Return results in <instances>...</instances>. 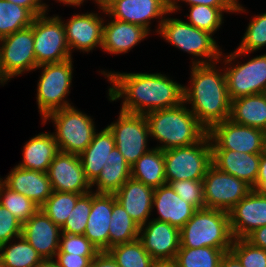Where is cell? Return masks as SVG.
Listing matches in <instances>:
<instances>
[{
  "label": "cell",
  "mask_w": 266,
  "mask_h": 267,
  "mask_svg": "<svg viewBox=\"0 0 266 267\" xmlns=\"http://www.w3.org/2000/svg\"><path fill=\"white\" fill-rule=\"evenodd\" d=\"M203 182L204 207L229 212L253 189L246 181L216 168H208Z\"/></svg>",
  "instance_id": "obj_13"
},
{
  "label": "cell",
  "mask_w": 266,
  "mask_h": 267,
  "mask_svg": "<svg viewBox=\"0 0 266 267\" xmlns=\"http://www.w3.org/2000/svg\"><path fill=\"white\" fill-rule=\"evenodd\" d=\"M245 239L253 246L266 250V225L255 229Z\"/></svg>",
  "instance_id": "obj_50"
},
{
  "label": "cell",
  "mask_w": 266,
  "mask_h": 267,
  "mask_svg": "<svg viewBox=\"0 0 266 267\" xmlns=\"http://www.w3.org/2000/svg\"><path fill=\"white\" fill-rule=\"evenodd\" d=\"M115 201L114 194L96 193L92 191V207L84 236L100 252L109 249V225Z\"/></svg>",
  "instance_id": "obj_21"
},
{
  "label": "cell",
  "mask_w": 266,
  "mask_h": 267,
  "mask_svg": "<svg viewBox=\"0 0 266 267\" xmlns=\"http://www.w3.org/2000/svg\"><path fill=\"white\" fill-rule=\"evenodd\" d=\"M42 260L22 235L0 245V267H34Z\"/></svg>",
  "instance_id": "obj_32"
},
{
  "label": "cell",
  "mask_w": 266,
  "mask_h": 267,
  "mask_svg": "<svg viewBox=\"0 0 266 267\" xmlns=\"http://www.w3.org/2000/svg\"><path fill=\"white\" fill-rule=\"evenodd\" d=\"M240 43L236 49L245 56L266 46V12L257 14L250 20Z\"/></svg>",
  "instance_id": "obj_40"
},
{
  "label": "cell",
  "mask_w": 266,
  "mask_h": 267,
  "mask_svg": "<svg viewBox=\"0 0 266 267\" xmlns=\"http://www.w3.org/2000/svg\"><path fill=\"white\" fill-rule=\"evenodd\" d=\"M212 149L261 154L266 150V132L237 124L230 119L215 124L209 131Z\"/></svg>",
  "instance_id": "obj_15"
},
{
  "label": "cell",
  "mask_w": 266,
  "mask_h": 267,
  "mask_svg": "<svg viewBox=\"0 0 266 267\" xmlns=\"http://www.w3.org/2000/svg\"><path fill=\"white\" fill-rule=\"evenodd\" d=\"M229 251L211 247H180L175 260L179 267H218L222 256Z\"/></svg>",
  "instance_id": "obj_37"
},
{
  "label": "cell",
  "mask_w": 266,
  "mask_h": 267,
  "mask_svg": "<svg viewBox=\"0 0 266 267\" xmlns=\"http://www.w3.org/2000/svg\"><path fill=\"white\" fill-rule=\"evenodd\" d=\"M229 119L266 132V93L231 100Z\"/></svg>",
  "instance_id": "obj_30"
},
{
  "label": "cell",
  "mask_w": 266,
  "mask_h": 267,
  "mask_svg": "<svg viewBox=\"0 0 266 267\" xmlns=\"http://www.w3.org/2000/svg\"><path fill=\"white\" fill-rule=\"evenodd\" d=\"M252 189L257 193L266 194V150L261 153L258 177Z\"/></svg>",
  "instance_id": "obj_48"
},
{
  "label": "cell",
  "mask_w": 266,
  "mask_h": 267,
  "mask_svg": "<svg viewBox=\"0 0 266 267\" xmlns=\"http://www.w3.org/2000/svg\"><path fill=\"white\" fill-rule=\"evenodd\" d=\"M149 135L158 141L161 150L185 147L199 142L208 131L183 102L179 106L145 114Z\"/></svg>",
  "instance_id": "obj_3"
},
{
  "label": "cell",
  "mask_w": 266,
  "mask_h": 267,
  "mask_svg": "<svg viewBox=\"0 0 266 267\" xmlns=\"http://www.w3.org/2000/svg\"><path fill=\"white\" fill-rule=\"evenodd\" d=\"M109 228V248L139 238L140 226L117 201L113 204Z\"/></svg>",
  "instance_id": "obj_34"
},
{
  "label": "cell",
  "mask_w": 266,
  "mask_h": 267,
  "mask_svg": "<svg viewBox=\"0 0 266 267\" xmlns=\"http://www.w3.org/2000/svg\"><path fill=\"white\" fill-rule=\"evenodd\" d=\"M35 16L24 7L0 0V39L30 27Z\"/></svg>",
  "instance_id": "obj_36"
},
{
  "label": "cell",
  "mask_w": 266,
  "mask_h": 267,
  "mask_svg": "<svg viewBox=\"0 0 266 267\" xmlns=\"http://www.w3.org/2000/svg\"><path fill=\"white\" fill-rule=\"evenodd\" d=\"M217 63L191 65L190 84L184 86V103L207 131L230 116L226 75Z\"/></svg>",
  "instance_id": "obj_2"
},
{
  "label": "cell",
  "mask_w": 266,
  "mask_h": 267,
  "mask_svg": "<svg viewBox=\"0 0 266 267\" xmlns=\"http://www.w3.org/2000/svg\"><path fill=\"white\" fill-rule=\"evenodd\" d=\"M166 183L179 180H203L212 164L208 133L197 143L164 150Z\"/></svg>",
  "instance_id": "obj_9"
},
{
  "label": "cell",
  "mask_w": 266,
  "mask_h": 267,
  "mask_svg": "<svg viewBox=\"0 0 266 267\" xmlns=\"http://www.w3.org/2000/svg\"><path fill=\"white\" fill-rule=\"evenodd\" d=\"M40 1L44 4L45 10L48 13L49 12V10H48L49 5H47L43 0H40Z\"/></svg>",
  "instance_id": "obj_57"
},
{
  "label": "cell",
  "mask_w": 266,
  "mask_h": 267,
  "mask_svg": "<svg viewBox=\"0 0 266 267\" xmlns=\"http://www.w3.org/2000/svg\"><path fill=\"white\" fill-rule=\"evenodd\" d=\"M131 178L154 189L166 184L164 151L153 147L143 154L131 166Z\"/></svg>",
  "instance_id": "obj_31"
},
{
  "label": "cell",
  "mask_w": 266,
  "mask_h": 267,
  "mask_svg": "<svg viewBox=\"0 0 266 267\" xmlns=\"http://www.w3.org/2000/svg\"><path fill=\"white\" fill-rule=\"evenodd\" d=\"M110 83V102L122 99L121 111L145 115L179 106L184 102V84L161 73H121L101 70Z\"/></svg>",
  "instance_id": "obj_1"
},
{
  "label": "cell",
  "mask_w": 266,
  "mask_h": 267,
  "mask_svg": "<svg viewBox=\"0 0 266 267\" xmlns=\"http://www.w3.org/2000/svg\"><path fill=\"white\" fill-rule=\"evenodd\" d=\"M261 154L241 153L228 149H212V164L219 170L253 186L259 172Z\"/></svg>",
  "instance_id": "obj_26"
},
{
  "label": "cell",
  "mask_w": 266,
  "mask_h": 267,
  "mask_svg": "<svg viewBox=\"0 0 266 267\" xmlns=\"http://www.w3.org/2000/svg\"><path fill=\"white\" fill-rule=\"evenodd\" d=\"M22 235V223L0 205V245Z\"/></svg>",
  "instance_id": "obj_45"
},
{
  "label": "cell",
  "mask_w": 266,
  "mask_h": 267,
  "mask_svg": "<svg viewBox=\"0 0 266 267\" xmlns=\"http://www.w3.org/2000/svg\"><path fill=\"white\" fill-rule=\"evenodd\" d=\"M0 65L8 80L25 72L36 71L38 65L31 26L0 39Z\"/></svg>",
  "instance_id": "obj_14"
},
{
  "label": "cell",
  "mask_w": 266,
  "mask_h": 267,
  "mask_svg": "<svg viewBox=\"0 0 266 267\" xmlns=\"http://www.w3.org/2000/svg\"><path fill=\"white\" fill-rule=\"evenodd\" d=\"M57 253H72L80 256H97L100 251L84 235L61 232Z\"/></svg>",
  "instance_id": "obj_43"
},
{
  "label": "cell",
  "mask_w": 266,
  "mask_h": 267,
  "mask_svg": "<svg viewBox=\"0 0 266 267\" xmlns=\"http://www.w3.org/2000/svg\"><path fill=\"white\" fill-rule=\"evenodd\" d=\"M181 1L186 3L188 6L203 4L217 8H236V4L232 0H168L169 13H176L178 10L180 11Z\"/></svg>",
  "instance_id": "obj_46"
},
{
  "label": "cell",
  "mask_w": 266,
  "mask_h": 267,
  "mask_svg": "<svg viewBox=\"0 0 266 267\" xmlns=\"http://www.w3.org/2000/svg\"><path fill=\"white\" fill-rule=\"evenodd\" d=\"M89 267H119V266L107 251H102L95 258L91 260Z\"/></svg>",
  "instance_id": "obj_51"
},
{
  "label": "cell",
  "mask_w": 266,
  "mask_h": 267,
  "mask_svg": "<svg viewBox=\"0 0 266 267\" xmlns=\"http://www.w3.org/2000/svg\"><path fill=\"white\" fill-rule=\"evenodd\" d=\"M168 184L181 199L193 205L196 209L204 208V192L202 180L170 181Z\"/></svg>",
  "instance_id": "obj_44"
},
{
  "label": "cell",
  "mask_w": 266,
  "mask_h": 267,
  "mask_svg": "<svg viewBox=\"0 0 266 267\" xmlns=\"http://www.w3.org/2000/svg\"><path fill=\"white\" fill-rule=\"evenodd\" d=\"M34 267H59L54 259H43L38 265Z\"/></svg>",
  "instance_id": "obj_55"
},
{
  "label": "cell",
  "mask_w": 266,
  "mask_h": 267,
  "mask_svg": "<svg viewBox=\"0 0 266 267\" xmlns=\"http://www.w3.org/2000/svg\"><path fill=\"white\" fill-rule=\"evenodd\" d=\"M152 267H179L175 259L154 260Z\"/></svg>",
  "instance_id": "obj_53"
},
{
  "label": "cell",
  "mask_w": 266,
  "mask_h": 267,
  "mask_svg": "<svg viewBox=\"0 0 266 267\" xmlns=\"http://www.w3.org/2000/svg\"><path fill=\"white\" fill-rule=\"evenodd\" d=\"M0 205L7 208L22 224L40 209L31 199L12 191L3 182L0 183Z\"/></svg>",
  "instance_id": "obj_39"
},
{
  "label": "cell",
  "mask_w": 266,
  "mask_h": 267,
  "mask_svg": "<svg viewBox=\"0 0 266 267\" xmlns=\"http://www.w3.org/2000/svg\"><path fill=\"white\" fill-rule=\"evenodd\" d=\"M7 82H9V81H8V79L5 77V75H4V73H3L2 69H1V65H0V84H1L2 86H4L5 84H7Z\"/></svg>",
  "instance_id": "obj_56"
},
{
  "label": "cell",
  "mask_w": 266,
  "mask_h": 267,
  "mask_svg": "<svg viewBox=\"0 0 266 267\" xmlns=\"http://www.w3.org/2000/svg\"><path fill=\"white\" fill-rule=\"evenodd\" d=\"M47 15L46 12L36 16L31 24L37 65L60 63L73 58L66 42L63 21L55 14Z\"/></svg>",
  "instance_id": "obj_10"
},
{
  "label": "cell",
  "mask_w": 266,
  "mask_h": 267,
  "mask_svg": "<svg viewBox=\"0 0 266 267\" xmlns=\"http://www.w3.org/2000/svg\"><path fill=\"white\" fill-rule=\"evenodd\" d=\"M98 8L105 17L139 25L149 33H152L151 20L158 19L155 30L158 33L166 15L170 14L168 0H104Z\"/></svg>",
  "instance_id": "obj_11"
},
{
  "label": "cell",
  "mask_w": 266,
  "mask_h": 267,
  "mask_svg": "<svg viewBox=\"0 0 266 267\" xmlns=\"http://www.w3.org/2000/svg\"><path fill=\"white\" fill-rule=\"evenodd\" d=\"M84 1H86V0H56V2H60V4H61V2H62V4H64V5H68V6H77V7H80L81 5H83L84 3ZM95 3V5L97 4L98 5V0H93Z\"/></svg>",
  "instance_id": "obj_54"
},
{
  "label": "cell",
  "mask_w": 266,
  "mask_h": 267,
  "mask_svg": "<svg viewBox=\"0 0 266 267\" xmlns=\"http://www.w3.org/2000/svg\"><path fill=\"white\" fill-rule=\"evenodd\" d=\"M119 267H152L154 259L145 250L138 238L134 241L115 245L107 250Z\"/></svg>",
  "instance_id": "obj_35"
},
{
  "label": "cell",
  "mask_w": 266,
  "mask_h": 267,
  "mask_svg": "<svg viewBox=\"0 0 266 267\" xmlns=\"http://www.w3.org/2000/svg\"><path fill=\"white\" fill-rule=\"evenodd\" d=\"M64 24L66 42L69 50L72 52L76 49L83 53L90 52L96 47H102V35L104 19L98 13L89 12L74 14L66 22L57 15Z\"/></svg>",
  "instance_id": "obj_16"
},
{
  "label": "cell",
  "mask_w": 266,
  "mask_h": 267,
  "mask_svg": "<svg viewBox=\"0 0 266 267\" xmlns=\"http://www.w3.org/2000/svg\"><path fill=\"white\" fill-rule=\"evenodd\" d=\"M2 182L12 191L25 195L41 207L53 193L47 173L14 166Z\"/></svg>",
  "instance_id": "obj_22"
},
{
  "label": "cell",
  "mask_w": 266,
  "mask_h": 267,
  "mask_svg": "<svg viewBox=\"0 0 266 267\" xmlns=\"http://www.w3.org/2000/svg\"><path fill=\"white\" fill-rule=\"evenodd\" d=\"M107 127L113 133L115 146L130 166L151 149L147 143L150 135L145 115L120 110L118 119Z\"/></svg>",
  "instance_id": "obj_12"
},
{
  "label": "cell",
  "mask_w": 266,
  "mask_h": 267,
  "mask_svg": "<svg viewBox=\"0 0 266 267\" xmlns=\"http://www.w3.org/2000/svg\"><path fill=\"white\" fill-rule=\"evenodd\" d=\"M236 5H239L240 4V2H239V0H232Z\"/></svg>",
  "instance_id": "obj_58"
},
{
  "label": "cell",
  "mask_w": 266,
  "mask_h": 267,
  "mask_svg": "<svg viewBox=\"0 0 266 267\" xmlns=\"http://www.w3.org/2000/svg\"><path fill=\"white\" fill-rule=\"evenodd\" d=\"M104 0H98V4H102Z\"/></svg>",
  "instance_id": "obj_59"
},
{
  "label": "cell",
  "mask_w": 266,
  "mask_h": 267,
  "mask_svg": "<svg viewBox=\"0 0 266 267\" xmlns=\"http://www.w3.org/2000/svg\"><path fill=\"white\" fill-rule=\"evenodd\" d=\"M13 4L27 8L35 17L45 14L44 4L40 0H7Z\"/></svg>",
  "instance_id": "obj_49"
},
{
  "label": "cell",
  "mask_w": 266,
  "mask_h": 267,
  "mask_svg": "<svg viewBox=\"0 0 266 267\" xmlns=\"http://www.w3.org/2000/svg\"><path fill=\"white\" fill-rule=\"evenodd\" d=\"M96 256H80L70 253H57L54 260L59 267H89Z\"/></svg>",
  "instance_id": "obj_47"
},
{
  "label": "cell",
  "mask_w": 266,
  "mask_h": 267,
  "mask_svg": "<svg viewBox=\"0 0 266 267\" xmlns=\"http://www.w3.org/2000/svg\"><path fill=\"white\" fill-rule=\"evenodd\" d=\"M42 121L43 125L47 121L54 125L53 135L60 152L78 156L88 147L97 131L92 117L73 105L53 111Z\"/></svg>",
  "instance_id": "obj_6"
},
{
  "label": "cell",
  "mask_w": 266,
  "mask_h": 267,
  "mask_svg": "<svg viewBox=\"0 0 266 267\" xmlns=\"http://www.w3.org/2000/svg\"><path fill=\"white\" fill-rule=\"evenodd\" d=\"M247 9L242 4L236 5V8H217L206 5H193L189 6L188 22L190 25L215 34L220 26L223 25L224 12L225 13H243Z\"/></svg>",
  "instance_id": "obj_33"
},
{
  "label": "cell",
  "mask_w": 266,
  "mask_h": 267,
  "mask_svg": "<svg viewBox=\"0 0 266 267\" xmlns=\"http://www.w3.org/2000/svg\"><path fill=\"white\" fill-rule=\"evenodd\" d=\"M150 33L139 25L110 18L103 25L102 47L108 54L128 53Z\"/></svg>",
  "instance_id": "obj_24"
},
{
  "label": "cell",
  "mask_w": 266,
  "mask_h": 267,
  "mask_svg": "<svg viewBox=\"0 0 266 267\" xmlns=\"http://www.w3.org/2000/svg\"><path fill=\"white\" fill-rule=\"evenodd\" d=\"M222 55H224L223 52L219 62L223 60L230 100L266 93V53L255 56L246 63L237 61L236 58L245 57L243 52L237 49L229 55H224V58Z\"/></svg>",
  "instance_id": "obj_8"
},
{
  "label": "cell",
  "mask_w": 266,
  "mask_h": 267,
  "mask_svg": "<svg viewBox=\"0 0 266 267\" xmlns=\"http://www.w3.org/2000/svg\"><path fill=\"white\" fill-rule=\"evenodd\" d=\"M139 239L154 260L175 259L180 249V229L150 219L140 227Z\"/></svg>",
  "instance_id": "obj_19"
},
{
  "label": "cell",
  "mask_w": 266,
  "mask_h": 267,
  "mask_svg": "<svg viewBox=\"0 0 266 267\" xmlns=\"http://www.w3.org/2000/svg\"><path fill=\"white\" fill-rule=\"evenodd\" d=\"M230 252L242 267H266V250L253 246L246 239H234Z\"/></svg>",
  "instance_id": "obj_42"
},
{
  "label": "cell",
  "mask_w": 266,
  "mask_h": 267,
  "mask_svg": "<svg viewBox=\"0 0 266 267\" xmlns=\"http://www.w3.org/2000/svg\"><path fill=\"white\" fill-rule=\"evenodd\" d=\"M234 237L227 211L201 208L180 229V247L230 249Z\"/></svg>",
  "instance_id": "obj_4"
},
{
  "label": "cell",
  "mask_w": 266,
  "mask_h": 267,
  "mask_svg": "<svg viewBox=\"0 0 266 267\" xmlns=\"http://www.w3.org/2000/svg\"><path fill=\"white\" fill-rule=\"evenodd\" d=\"M61 228L41 209L22 224V236L42 259H54L60 242Z\"/></svg>",
  "instance_id": "obj_20"
},
{
  "label": "cell",
  "mask_w": 266,
  "mask_h": 267,
  "mask_svg": "<svg viewBox=\"0 0 266 267\" xmlns=\"http://www.w3.org/2000/svg\"><path fill=\"white\" fill-rule=\"evenodd\" d=\"M228 214L234 239H245L255 229L266 225V194L252 190Z\"/></svg>",
  "instance_id": "obj_18"
},
{
  "label": "cell",
  "mask_w": 266,
  "mask_h": 267,
  "mask_svg": "<svg viewBox=\"0 0 266 267\" xmlns=\"http://www.w3.org/2000/svg\"><path fill=\"white\" fill-rule=\"evenodd\" d=\"M157 34L175 48L193 55L192 65L219 62L222 49L219 48L213 34L198 29L182 19L166 16Z\"/></svg>",
  "instance_id": "obj_5"
},
{
  "label": "cell",
  "mask_w": 266,
  "mask_h": 267,
  "mask_svg": "<svg viewBox=\"0 0 266 267\" xmlns=\"http://www.w3.org/2000/svg\"><path fill=\"white\" fill-rule=\"evenodd\" d=\"M72 60L70 58L60 63L41 64L36 68L42 69L36 89V103L42 120L53 111L72 106L67 100L72 86Z\"/></svg>",
  "instance_id": "obj_7"
},
{
  "label": "cell",
  "mask_w": 266,
  "mask_h": 267,
  "mask_svg": "<svg viewBox=\"0 0 266 267\" xmlns=\"http://www.w3.org/2000/svg\"><path fill=\"white\" fill-rule=\"evenodd\" d=\"M156 208L158 217L152 218L181 229L196 212V208L181 199L170 184L155 188L152 209Z\"/></svg>",
  "instance_id": "obj_25"
},
{
  "label": "cell",
  "mask_w": 266,
  "mask_h": 267,
  "mask_svg": "<svg viewBox=\"0 0 266 267\" xmlns=\"http://www.w3.org/2000/svg\"><path fill=\"white\" fill-rule=\"evenodd\" d=\"M131 178V166L116 146L110 152L109 161L103 165L98 177L91 183V189L96 193L114 194Z\"/></svg>",
  "instance_id": "obj_29"
},
{
  "label": "cell",
  "mask_w": 266,
  "mask_h": 267,
  "mask_svg": "<svg viewBox=\"0 0 266 267\" xmlns=\"http://www.w3.org/2000/svg\"><path fill=\"white\" fill-rule=\"evenodd\" d=\"M47 175L53 191L82 195L92 191L78 155L59 152L51 162Z\"/></svg>",
  "instance_id": "obj_17"
},
{
  "label": "cell",
  "mask_w": 266,
  "mask_h": 267,
  "mask_svg": "<svg viewBox=\"0 0 266 267\" xmlns=\"http://www.w3.org/2000/svg\"><path fill=\"white\" fill-rule=\"evenodd\" d=\"M58 145L51 132H42L30 138L23 146V160L17 166L47 173V170L59 153Z\"/></svg>",
  "instance_id": "obj_27"
},
{
  "label": "cell",
  "mask_w": 266,
  "mask_h": 267,
  "mask_svg": "<svg viewBox=\"0 0 266 267\" xmlns=\"http://www.w3.org/2000/svg\"><path fill=\"white\" fill-rule=\"evenodd\" d=\"M154 190V188L130 178L114 193V196L116 201L141 227L150 220L152 215Z\"/></svg>",
  "instance_id": "obj_23"
},
{
  "label": "cell",
  "mask_w": 266,
  "mask_h": 267,
  "mask_svg": "<svg viewBox=\"0 0 266 267\" xmlns=\"http://www.w3.org/2000/svg\"><path fill=\"white\" fill-rule=\"evenodd\" d=\"M115 146L113 133L106 126L96 132L88 147L79 155L87 180L92 183L109 161L110 152Z\"/></svg>",
  "instance_id": "obj_28"
},
{
  "label": "cell",
  "mask_w": 266,
  "mask_h": 267,
  "mask_svg": "<svg viewBox=\"0 0 266 267\" xmlns=\"http://www.w3.org/2000/svg\"><path fill=\"white\" fill-rule=\"evenodd\" d=\"M218 267H242V266L238 261V259L229 251L222 256Z\"/></svg>",
  "instance_id": "obj_52"
},
{
  "label": "cell",
  "mask_w": 266,
  "mask_h": 267,
  "mask_svg": "<svg viewBox=\"0 0 266 267\" xmlns=\"http://www.w3.org/2000/svg\"><path fill=\"white\" fill-rule=\"evenodd\" d=\"M92 207V191L81 195L69 214L66 222L61 227V232L68 234L84 235L88 217Z\"/></svg>",
  "instance_id": "obj_41"
},
{
  "label": "cell",
  "mask_w": 266,
  "mask_h": 267,
  "mask_svg": "<svg viewBox=\"0 0 266 267\" xmlns=\"http://www.w3.org/2000/svg\"><path fill=\"white\" fill-rule=\"evenodd\" d=\"M81 195L72 192L53 191L40 209L61 228Z\"/></svg>",
  "instance_id": "obj_38"
}]
</instances>
